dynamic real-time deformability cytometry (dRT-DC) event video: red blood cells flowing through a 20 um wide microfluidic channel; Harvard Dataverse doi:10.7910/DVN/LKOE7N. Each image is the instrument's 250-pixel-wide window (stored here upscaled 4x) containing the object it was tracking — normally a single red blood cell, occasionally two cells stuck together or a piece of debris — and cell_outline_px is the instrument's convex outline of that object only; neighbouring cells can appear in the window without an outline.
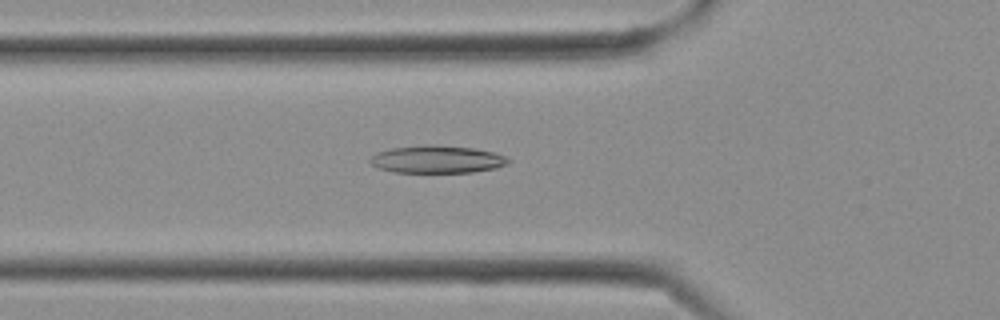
{"species": "Egyptian fruit bat (a non-hibernating species)", "species_latin": "Rousettus aegyptiacus", "temperature_condition": "cold", "stored_images_in_passage": 7, "camera_frame_rate_fps": 3000, "um_per_image_px": 0.085, "frame": {"image": 1, "passage_image": 3, "time_ms": 0.667, "image_size_px": [1000, 320], "cell_outline_px": [[512, 160], [508, 164], [496, 168], [472, 172], [392, 172], [380, 168], [372, 164], [368, 160], [376, 152], [392, 148], [424, 144], [436, 144], [472, 148], [492, 152], [504, 156]], "centroid_in_image_um": [37.15, 13.53], "position_along_channel_um": 88.7, "area_um2": 22.25}}
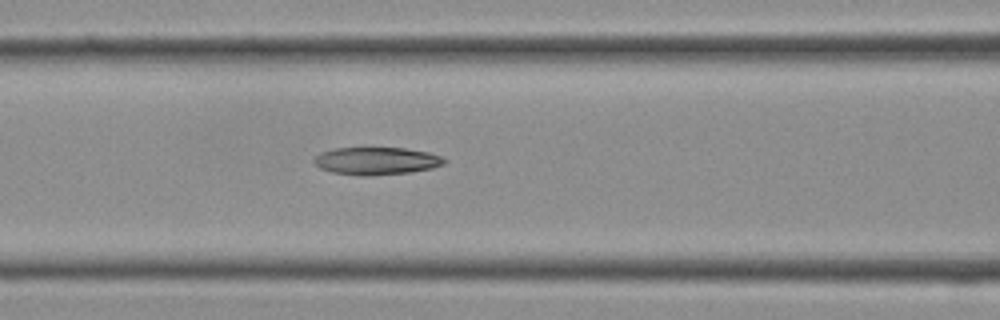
{"frame": {"image": 2, "passage_image": 5, "time_ms": 1.333, "image_size_px": [1000, 320], "cell_outline_px": [[448, 160], [444, 164], [432, 168], [408, 172], [368, 176], [360, 176], [332, 172], [320, 168], [312, 160], [320, 152], [332, 148], [404, 148], [428, 152], [444, 156]], "centroid_in_image_um": [32.01, 13.67], "position_along_channel_um": 134.6, "area_um2": 21.04}}
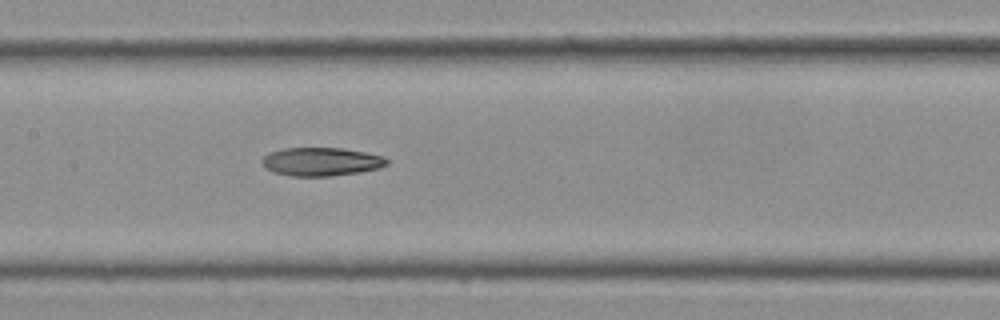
{"frame": {"image": 3, "passage_image": 7, "time_ms": 2.0, "image_size_px": [1000, 320], "cell_outline_px": [[388, 164], [380, 168], [360, 172], [328, 176], [292, 176], [272, 172], [264, 168], [260, 160], [264, 156], [272, 152], [284, 148], [344, 148], [384, 156], [388, 160]], "centroid_in_image_um": [27.3, 13.74], "position_along_channel_um": 180.1, "area_um2": 20.75}}